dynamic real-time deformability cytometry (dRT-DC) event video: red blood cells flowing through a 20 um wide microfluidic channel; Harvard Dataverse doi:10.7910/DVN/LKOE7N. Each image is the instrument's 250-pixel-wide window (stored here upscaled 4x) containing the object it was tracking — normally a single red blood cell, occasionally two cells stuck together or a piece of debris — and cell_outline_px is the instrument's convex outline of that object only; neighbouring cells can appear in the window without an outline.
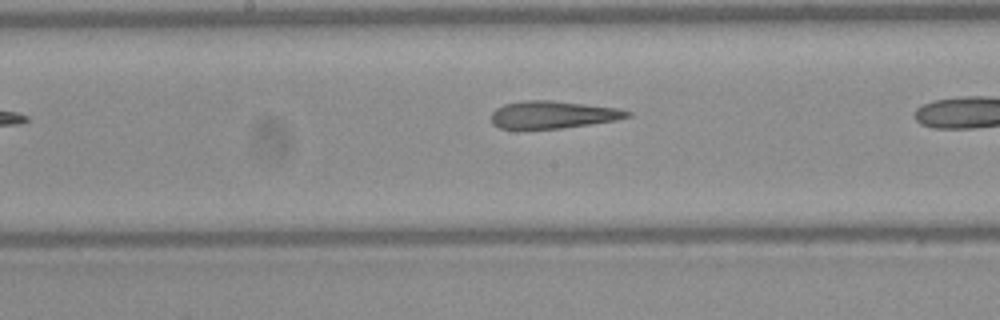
{"species": "Egyptian fruit bat (a non-hibernating species)", "species_latin": "Rousettus aegyptiacus", "temperature_condition": "warm", "stored_images_in_passage": 16, "camera_frame_rate_fps": 3000, "um_per_image_px": 0.085, "frame": {"image": 1, "passage_image": 12, "time_ms": 3.667, "image_size_px": [1000, 320], "cell_outline_px": [[632, 116], [616, 120], [560, 128], [500, 128], [492, 124], [492, 112], [496, 108], [504, 104], [528, 100], [552, 100], [616, 108], [632, 112]], "centroid_in_image_um": [46.99, 9.74], "position_along_channel_um": 201.2, "area_um2": 21.44}}